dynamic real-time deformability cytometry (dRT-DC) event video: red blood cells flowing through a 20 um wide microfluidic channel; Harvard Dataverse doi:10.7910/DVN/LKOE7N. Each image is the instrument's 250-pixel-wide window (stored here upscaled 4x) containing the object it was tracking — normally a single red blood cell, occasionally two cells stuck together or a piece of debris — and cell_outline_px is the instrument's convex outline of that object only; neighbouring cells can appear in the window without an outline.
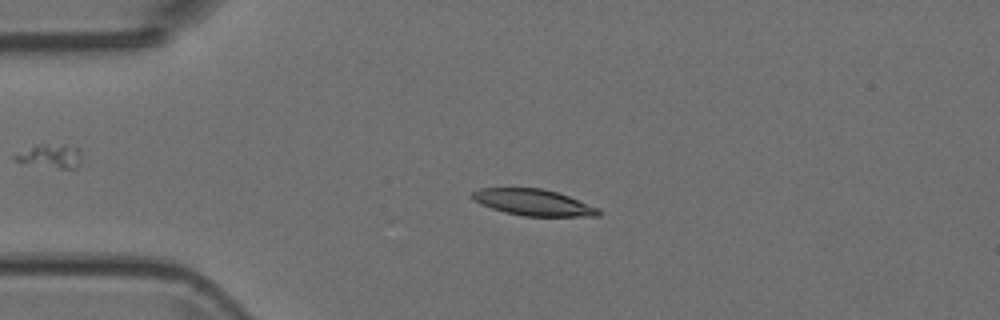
{"species": "Egyptian fruit bat (a non-hibernating species)", "species_latin": "Rousettus aegyptiacus", "temperature_condition": "room temperature", "stored_images_in_passage": 6, "camera_frame_rate_fps": 3000, "um_per_image_px": 0.085, "animal": {"sex": "female"}, "frame": {"image": 1, "passage_image": 5, "time_ms": 1.333, "image_size_px": [1000, 320], "cell_outline_px": [[600, 216], [524, 216], [504, 212], [480, 204], [472, 200], [468, 196], [472, 192], [480, 188], [540, 188], [556, 192], [568, 196], [600, 208]], "centroid_in_image_um": [45.29, 17.2], "position_along_channel_um": 39.7, "area_um2": 19.42}}